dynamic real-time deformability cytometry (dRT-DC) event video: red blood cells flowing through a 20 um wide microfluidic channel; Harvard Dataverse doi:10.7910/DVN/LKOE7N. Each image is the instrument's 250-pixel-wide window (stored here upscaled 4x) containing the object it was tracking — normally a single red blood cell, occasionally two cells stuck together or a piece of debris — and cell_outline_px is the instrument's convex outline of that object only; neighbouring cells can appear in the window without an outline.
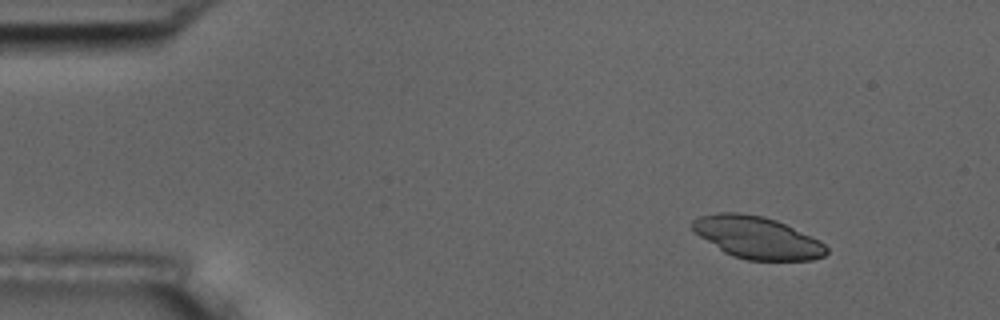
{"species": "common noctule bat (a hibernating species)", "species_latin": "Nyctalus noctula", "temperature_condition": "room temperature", "stored_images_in_passage": 5, "segment_of_instrument_passage": [1, 2], "camera_frame_rate_fps": 3000, "um_per_image_px": 0.085, "animal": {"sex": "male", "body_mass_g": 17.5, "forearm_length_mm": 52.3}, "frame": {"image": 1, "passage_image": 2, "time_ms": 1.333, "image_size_px": [1000, 320], "cell_outline_px": [[828, 252], [824, 256], [812, 260], [748, 260], [732, 256], [724, 252], [692, 232], [692, 220], [700, 216], [716, 212], [740, 212], [764, 216], [776, 220], [820, 240], [828, 248]], "centroid_in_image_um": [64.33, 20.18], "position_along_channel_um": 20.7, "area_um2": 33.06}}